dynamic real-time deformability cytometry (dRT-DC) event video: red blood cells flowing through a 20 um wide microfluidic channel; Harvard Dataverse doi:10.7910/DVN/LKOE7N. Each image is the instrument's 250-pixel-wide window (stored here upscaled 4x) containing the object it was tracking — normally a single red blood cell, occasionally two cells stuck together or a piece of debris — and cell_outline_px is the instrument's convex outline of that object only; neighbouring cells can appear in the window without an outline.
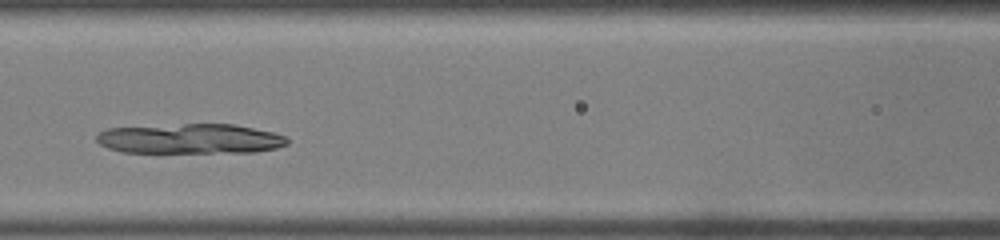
{"species": "common noctule bat (a hibernating species)", "species_latin": "Nyctalus noctula", "temperature_condition": "warm", "stored_images_in_passage": 25, "camera_frame_rate_fps": 3000, "um_per_image_px": 0.085, "animal": {"sex": "male", "body_mass_g": 19.0, "forearm_length_mm": 50.8}, "frame": {"image": 1, "passage_image": 10, "time_ms": 3.0, "image_size_px": [1000, 240], "cell_outline_px": [[288, 144], [276, 148], [256, 152], [124, 152], [108, 148], [100, 144], [96, 140], [96, 136], [100, 132], [108, 128], [184, 124], [236, 124], [272, 132], [288, 136]], "centroid_in_image_um": [16.21, 11.79], "position_along_channel_um": 150.4, "area_um2": 33.23}}
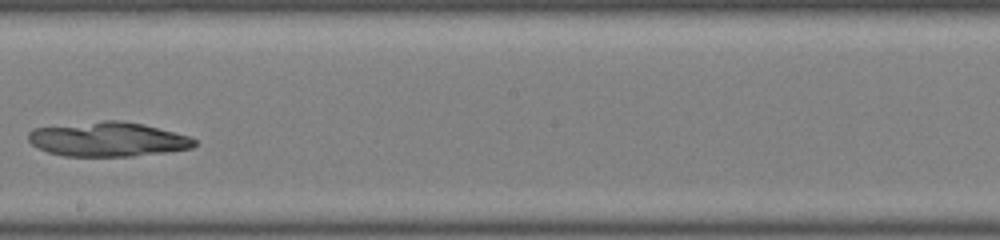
{"frame": {"image": 2, "passage_image": 15, "time_ms": 4.667, "image_size_px": [1000, 240], "cell_outline_px": [[196, 144], [192, 148], [168, 152], [132, 156], [64, 156], [48, 152], [32, 144], [28, 140], [28, 132], [32, 128], [104, 120], [116, 120], [144, 124], [188, 136], [196, 140]], "centroid_in_image_um": [9.16, 11.84], "position_along_channel_um": 239.0, "area_um2": 33.29}}
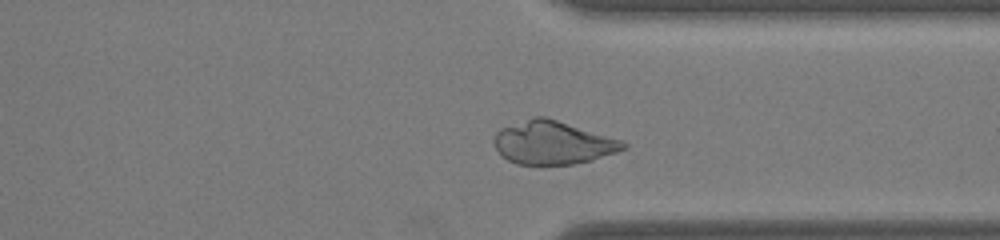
{"frame": {"image": 3, "passage_image": 22, "time_ms": 7.0, "image_size_px": [1000, 240], "cell_outline_px": [[628, 148], [592, 160], [572, 164], [516, 164], [500, 156], [492, 140], [496, 132], [500, 128], [536, 116], [544, 116], [620, 140], [628, 144]], "centroid_in_image_um": [46.95, 12.14], "position_along_channel_um": 364.5, "area_um2": 32.25}}